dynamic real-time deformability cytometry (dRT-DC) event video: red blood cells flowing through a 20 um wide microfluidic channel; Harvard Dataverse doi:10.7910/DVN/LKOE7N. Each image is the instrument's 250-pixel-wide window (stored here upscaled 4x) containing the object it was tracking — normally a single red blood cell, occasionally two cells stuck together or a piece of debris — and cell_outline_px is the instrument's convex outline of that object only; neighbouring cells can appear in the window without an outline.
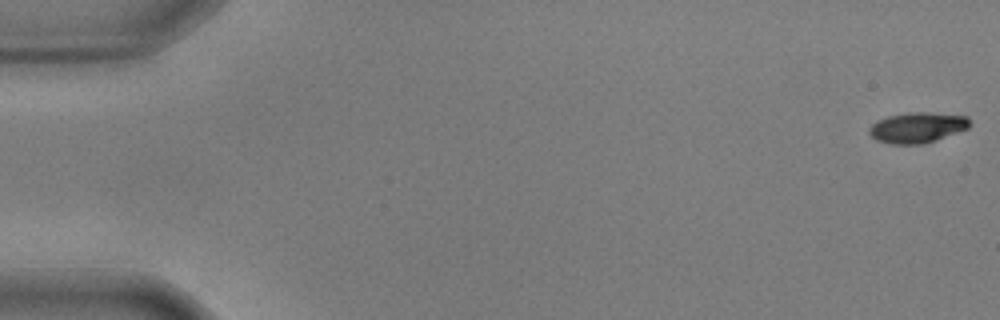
{"species": "common noctule bat (a hibernating species)", "species_latin": "Nyctalus noctula", "temperature_condition": "warm", "stored_images_in_passage": 57, "camera_frame_rate_fps": 3000, "um_per_image_px": 0.085, "animal": {"sex": "male", "body_mass_g": 17.9, "forearm_length_mm": 54.2}, "frame": {"image": 1, "passage_image": 1, "time_ms": 0.0, "image_size_px": [1000, 320], "cell_outline_px": [[972, 124], [968, 128], [920, 144], [892, 144], [876, 140], [868, 132], [868, 128], [876, 120], [888, 116], [908, 112], [928, 112], [968, 116]], "centroid_in_image_um": [77.94, 10.82], "position_along_channel_um": 7.1, "area_um2": 17.74}}
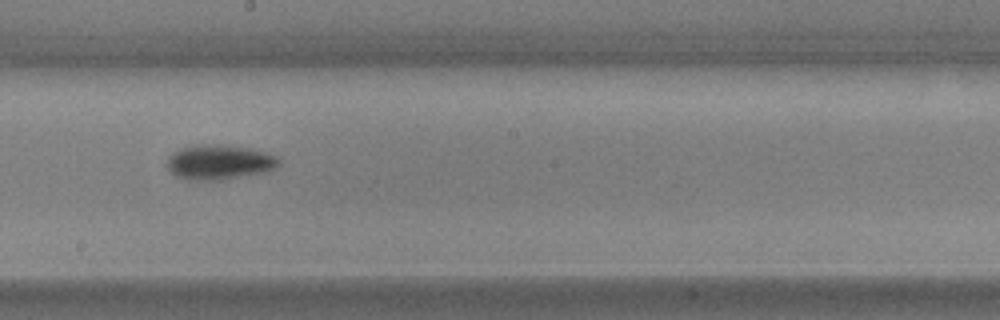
{"frame": {"image": 2, "passage_image": 32, "time_ms": 10.333, "image_size_px": [1000, 320], "cell_outline_px": [[280, 164], [276, 168], [264, 172], [224, 180], [188, 180], [176, 176], [168, 168], [168, 156], [172, 152], [180, 148], [200, 144], [224, 144], [252, 148], [280, 156]], "centroid_in_image_um": [18.68, 13.77], "position_along_channel_um": 229.5, "area_um2": 23.12}}
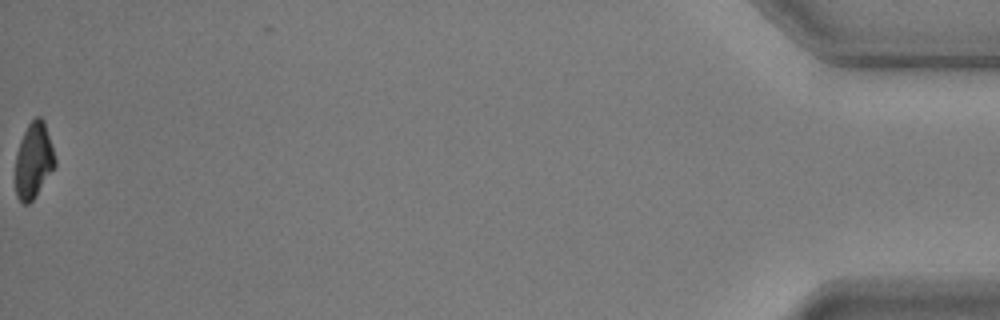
{"frame": {"image": 3, "passage_image": 57, "time_ms": 18.667, "image_size_px": [1000, 320], "cell_outline_px": [[56, 164], [36, 196], [28, 204], [24, 204], [16, 196], [16, 152], [20, 140], [28, 124], [36, 116], [40, 116], [44, 120], [56, 160]], "centroid_in_image_um": [2.85, 13.63], "position_along_channel_um": 432.3, "area_um2": 17.34}, "authors_computed_cell_mechanics": {"area_um2": 19.652, "velocity_mm_per_s": 3.5976, "shape_relaxation_time_tau1_ms": 3.0662, "shape_relaxation_time_tau2_ms": 2.6198, "deformation_change_tau1": 0.1549, "deformation_change_tau2": 0.0722}}